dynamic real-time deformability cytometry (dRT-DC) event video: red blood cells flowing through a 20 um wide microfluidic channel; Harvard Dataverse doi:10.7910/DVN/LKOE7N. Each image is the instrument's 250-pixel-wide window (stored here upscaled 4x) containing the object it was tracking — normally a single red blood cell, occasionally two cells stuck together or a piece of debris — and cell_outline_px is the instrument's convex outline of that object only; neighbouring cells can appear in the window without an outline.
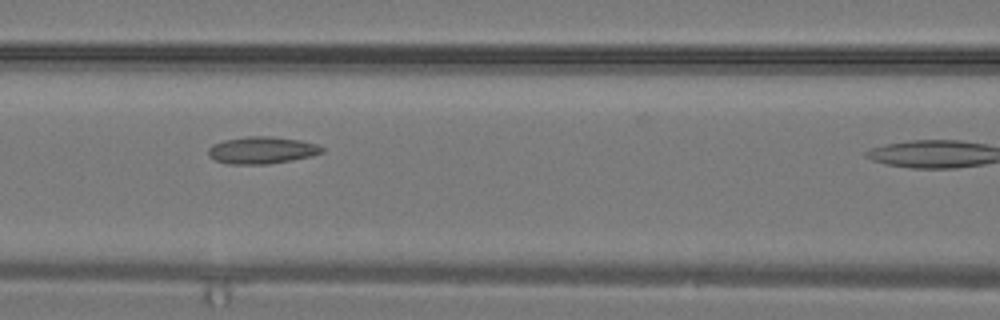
{"species": "common noctule bat (a hibernating species)", "species_latin": "Nyctalus noctula", "temperature_condition": "warm", "stored_images_in_passage": 14, "camera_frame_rate_fps": 3000, "um_per_image_px": 0.085, "animal": {"sex": "male", "body_mass_g": 19.2, "forearm_length_mm": 51.8}, "frame": {"image": 1, "passage_image": 12, "time_ms": 3.667, "image_size_px": [1000, 320], "cell_outline_px": [[324, 152], [312, 156], [292, 160], [268, 164], [228, 164], [216, 160], [208, 156], [208, 148], [212, 144], [224, 140], [248, 136], [268, 136], [300, 140], [316, 144], [324, 148]], "centroid_in_image_um": [22.25, 12.77], "position_along_channel_um": 144.3, "area_um2": 17.98}}